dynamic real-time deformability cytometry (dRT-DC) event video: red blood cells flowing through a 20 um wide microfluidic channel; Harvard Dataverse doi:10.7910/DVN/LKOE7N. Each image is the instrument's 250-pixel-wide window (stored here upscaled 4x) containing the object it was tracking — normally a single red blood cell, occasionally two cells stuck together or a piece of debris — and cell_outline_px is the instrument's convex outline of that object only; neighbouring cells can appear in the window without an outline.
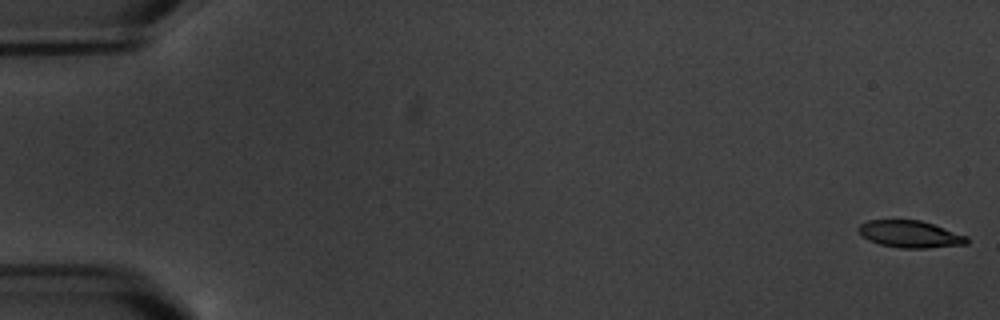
{"species": "common noctule bat (a hibernating species)", "species_latin": "Nyctalus noctula", "temperature_condition": "warm", "stored_images_in_passage": 6, "camera_frame_rate_fps": 3000, "um_per_image_px": 0.085, "animal": {"sex": "male", "body_mass_g": 20.1, "forearm_length_mm": 53.5}, "frame": {"image": 1, "passage_image": 1, "time_ms": 0.0, "image_size_px": [1000, 320], "cell_outline_px": [[968, 244], [928, 248], [900, 248], [880, 244], [868, 240], [860, 236], [860, 224], [868, 220], [920, 220], [968, 236]], "centroid_in_image_um": [77.37, 19.91], "position_along_channel_um": 7.6, "area_um2": 16.99}}
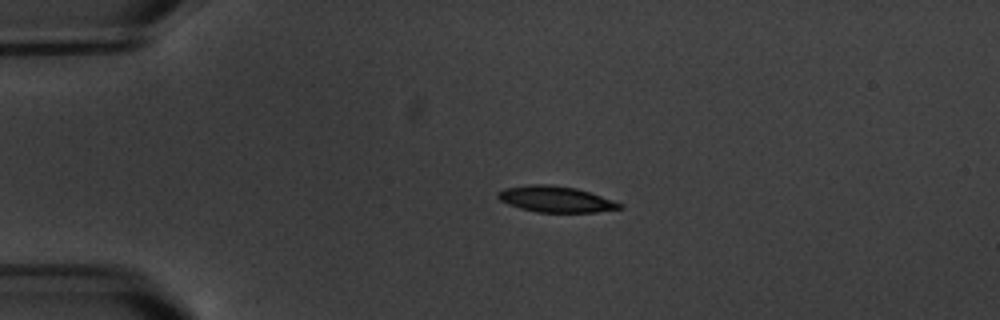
{"frame": {"image": 2, "passage_image": 5, "time_ms": 4.333, "image_size_px": [1000, 320], "cell_outline_px": [[624, 208], [596, 212], [536, 212], [520, 208], [508, 204], [500, 200], [496, 196], [496, 192], [504, 188], [528, 184], [552, 184], [576, 188], [624, 204]], "centroid_in_image_um": [47.21, 16.92], "position_along_channel_um": 37.8, "area_um2": 18.55}}